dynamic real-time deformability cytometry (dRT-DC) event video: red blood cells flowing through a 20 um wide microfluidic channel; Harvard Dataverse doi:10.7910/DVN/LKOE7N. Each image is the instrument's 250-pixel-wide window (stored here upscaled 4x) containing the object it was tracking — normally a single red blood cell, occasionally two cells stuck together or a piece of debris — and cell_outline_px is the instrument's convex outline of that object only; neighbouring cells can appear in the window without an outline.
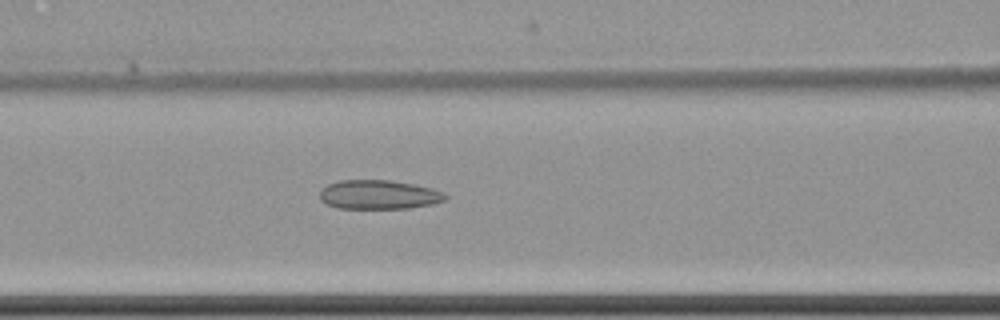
{"species": "common noctule bat (a hibernating species)", "species_latin": "Nyctalus noctula", "temperature_condition": "cold", "stored_images_in_passage": 17, "camera_frame_rate_fps": 3000, "um_per_image_px": 0.085, "animal": {"sex": "female", "body_mass_g": 22.7, "forearm_length_mm": 54.2}, "frame": {"image": 1, "passage_image": 6, "time_ms": 1.667, "image_size_px": [1000, 320], "cell_outline_px": [[448, 196], [444, 200], [432, 204], [408, 208], [336, 208], [320, 200], [320, 192], [328, 184], [340, 180], [392, 180], [432, 188], [444, 192]], "centroid_in_image_um": [32.21, 16.54], "position_along_channel_um": 134.4, "area_um2": 21.21}}